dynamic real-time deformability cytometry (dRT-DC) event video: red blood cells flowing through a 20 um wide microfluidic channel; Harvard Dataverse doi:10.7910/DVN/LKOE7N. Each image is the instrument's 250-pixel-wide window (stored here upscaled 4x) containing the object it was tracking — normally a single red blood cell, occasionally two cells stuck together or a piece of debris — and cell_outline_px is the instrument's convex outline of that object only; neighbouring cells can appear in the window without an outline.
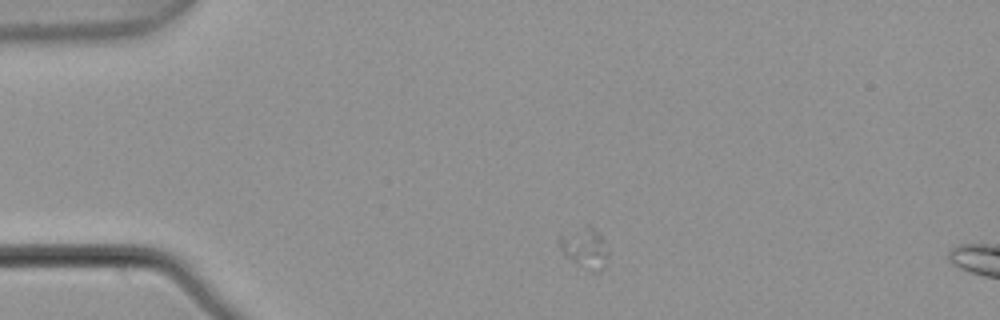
{"species": "common noctule bat (a hibernating species)", "species_latin": "Nyctalus noctula", "temperature_condition": "warm", "stored_images_in_passage": 2, "camera_frame_rate_fps": 3000, "um_per_image_px": 0.085, "animal": {"sex": "male", "body_mass_g": 21.5, "forearm_length_mm": 52.0}, "frame": {"image": 1, "passage_image": 1, "time_ms": 0.0, "image_size_px": [1000, 320], "cell_outline_px": [[608, 256], [604, 268], [600, 272], [592, 272], [576, 264], [560, 248], [556, 240], [556, 236], [588, 224], [600, 236], [608, 252]], "centroid_in_image_um": [49.68, 21.09], "position_along_channel_um": 35.3, "area_um2": 11.5}}